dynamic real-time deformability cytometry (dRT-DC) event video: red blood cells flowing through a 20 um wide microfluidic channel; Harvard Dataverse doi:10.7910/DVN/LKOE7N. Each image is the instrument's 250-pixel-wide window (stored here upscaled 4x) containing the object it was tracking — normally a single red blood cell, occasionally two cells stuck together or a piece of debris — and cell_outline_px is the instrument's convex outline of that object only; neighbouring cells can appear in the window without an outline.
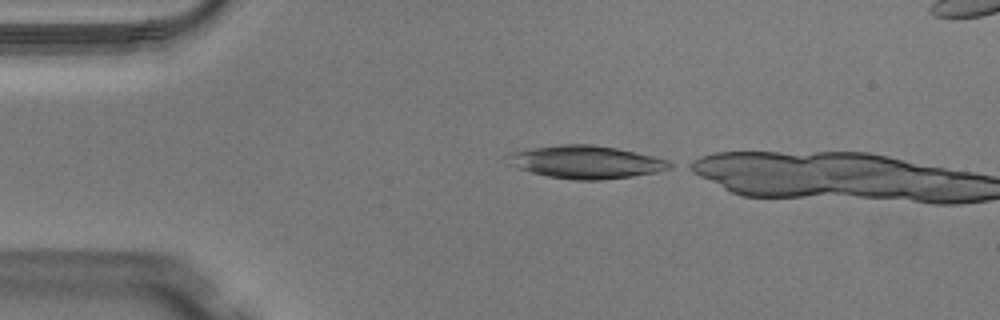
{"species": "Egyptian fruit bat (a non-hibernating species)", "species_latin": "Rousettus aegyptiacus", "temperature_condition": "warm", "stored_images_in_passage": 3, "camera_frame_rate_fps": 3000, "um_per_image_px": 0.085, "animal": {"sex": "male"}, "frame": {"image": 1, "passage_image": 1, "time_ms": 0.0, "image_size_px": [1000, 320], "cell_outline_px": [[676, 164], [672, 168], [656, 172], [632, 176], [600, 180], [576, 180], [548, 176], [532, 172], [520, 168], [512, 164], [512, 152], [532, 148], [560, 144], [592, 144], [616, 148], [636, 152], [668, 160]], "centroid_in_image_um": [49.93, 13.77], "position_along_channel_um": 35.1, "area_um2": 30.52}}